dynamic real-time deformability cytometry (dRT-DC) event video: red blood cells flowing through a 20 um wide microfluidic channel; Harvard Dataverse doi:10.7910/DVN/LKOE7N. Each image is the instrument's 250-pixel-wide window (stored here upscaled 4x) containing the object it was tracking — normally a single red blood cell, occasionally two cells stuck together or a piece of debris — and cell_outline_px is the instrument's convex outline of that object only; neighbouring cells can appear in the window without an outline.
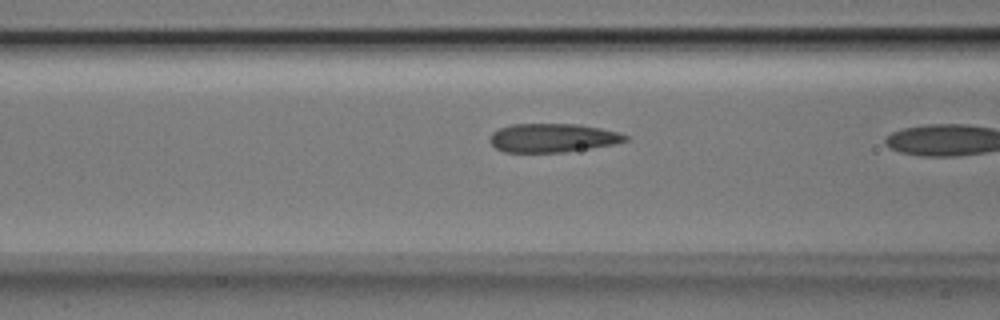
{"species": "Egyptian fruit bat (a non-hibernating species)", "species_latin": "Rousettus aegyptiacus", "temperature_condition": "room temperature", "stored_images_in_passage": 12, "camera_frame_rate_fps": 3000, "um_per_image_px": 0.085, "animal": {"sex": "male"}, "frame": {"image": 1, "passage_image": 10, "time_ms": 3.0, "image_size_px": [1000, 320], "cell_outline_px": [[628, 140], [616, 144], [564, 152], [504, 152], [496, 148], [488, 140], [492, 132], [500, 128], [512, 124], [580, 124], [620, 132], [628, 136]], "centroid_in_image_um": [46.99, 11.72], "position_along_channel_um": 119.6, "area_um2": 22.77}}